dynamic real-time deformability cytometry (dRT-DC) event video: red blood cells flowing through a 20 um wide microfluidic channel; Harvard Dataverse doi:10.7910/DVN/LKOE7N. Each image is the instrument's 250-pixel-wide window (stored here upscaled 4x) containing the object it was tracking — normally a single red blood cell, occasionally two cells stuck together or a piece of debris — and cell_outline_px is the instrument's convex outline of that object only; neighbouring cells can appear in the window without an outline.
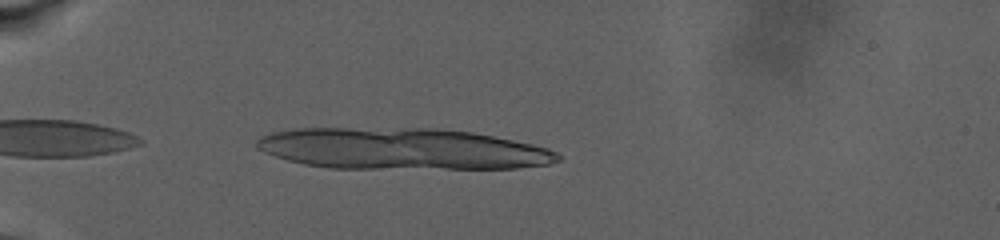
{"species": "human", "species_latin": "Homo sapiens", "temperature_condition": "warm", "stored_images_in_passage": 7, "camera_frame_rate_fps": 3000, "um_per_image_px": 0.085, "donor": {"sex": "male"}, "frame": {"image": 1, "passage_image": 2, "time_ms": 0.333, "image_size_px": [1000, 240], "cell_outline_px": [[564, 156], [560, 160], [548, 164], [516, 168], [328, 168], [304, 164], [288, 160], [264, 152], [256, 148], [256, 140], [260, 136], [272, 132], [296, 128], [432, 128], [472, 132], [532, 144], [548, 148]], "centroid_in_image_um": [34.16, 12.65], "position_along_channel_um": 50.8, "area_um2": 72.65}}